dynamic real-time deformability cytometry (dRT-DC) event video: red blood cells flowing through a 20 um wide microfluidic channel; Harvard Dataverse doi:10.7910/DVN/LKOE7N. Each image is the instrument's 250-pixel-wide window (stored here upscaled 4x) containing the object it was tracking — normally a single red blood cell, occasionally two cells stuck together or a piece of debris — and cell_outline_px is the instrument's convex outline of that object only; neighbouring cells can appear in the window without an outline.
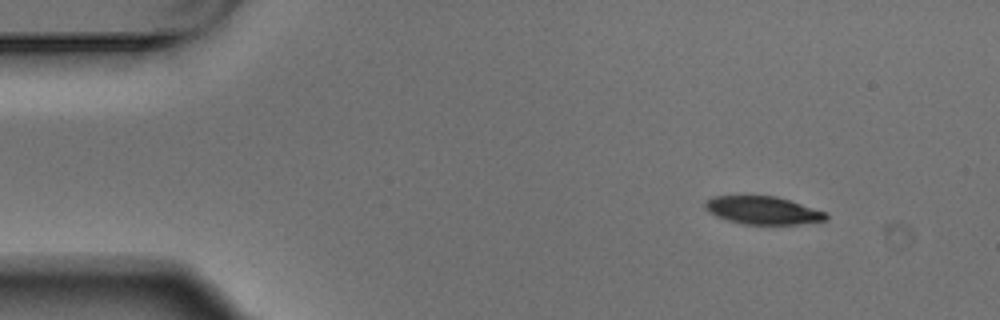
{"species": "Egyptian fruit bat (a non-hibernating species)", "species_latin": "Rousettus aegyptiacus", "temperature_condition": "warm", "stored_images_in_passage": 4, "camera_frame_rate_fps": 3000, "um_per_image_px": 0.085, "animal": {"sex": "male"}, "frame": {"image": 1, "passage_image": 1, "time_ms": 0.0, "image_size_px": [1000, 320], "cell_outline_px": [[828, 220], [800, 224], [744, 224], [728, 220], [704, 208], [704, 204], [712, 196], [776, 196], [828, 212]], "centroid_in_image_um": [64.92, 17.88], "position_along_channel_um": 20.1, "area_um2": 19.48}}